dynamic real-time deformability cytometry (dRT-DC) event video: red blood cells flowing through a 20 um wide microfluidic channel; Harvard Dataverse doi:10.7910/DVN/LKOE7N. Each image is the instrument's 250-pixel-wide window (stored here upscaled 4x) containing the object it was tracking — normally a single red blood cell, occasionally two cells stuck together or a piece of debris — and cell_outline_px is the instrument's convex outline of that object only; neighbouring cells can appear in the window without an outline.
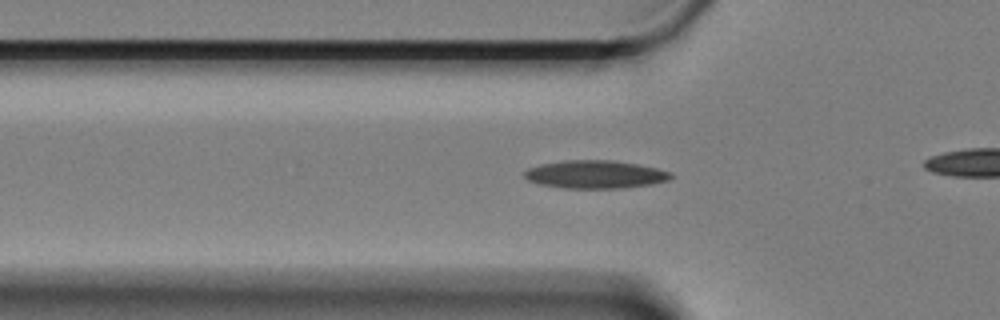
{"species": "Egyptian fruit bat (a non-hibernating species)", "species_latin": "Rousettus aegyptiacus", "temperature_condition": "cold", "stored_images_in_passage": 35, "camera_frame_rate_fps": 3000, "um_per_image_px": 0.085, "animal": {"sex": "female"}, "frame": {"image": 1, "passage_image": 6, "time_ms": 1.667, "image_size_px": [1000, 320], "cell_outline_px": [[676, 176], [668, 180], [652, 184], [620, 188], [560, 188], [540, 184], [528, 180], [524, 176], [524, 172], [528, 168], [540, 164], [564, 160], [612, 160], [636, 164], [656, 168], [672, 172]], "centroid_in_image_um": [50.6, 14.82], "position_along_channel_um": 75.2, "area_um2": 23.99}}
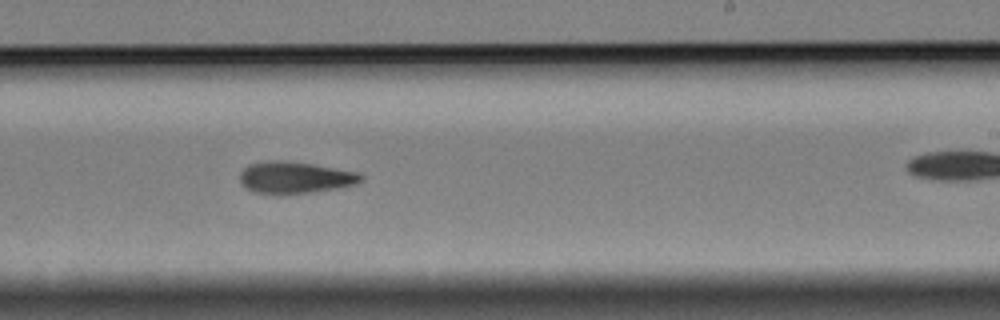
{"frame": {"image": 2, "passage_image": 23, "time_ms": 7.333, "image_size_px": [1000, 320], "cell_outline_px": [[364, 180], [356, 184], [336, 188], [280, 196], [256, 192], [248, 188], [240, 180], [240, 172], [248, 164], [268, 160], [284, 160], [312, 164], [356, 172], [364, 176]], "centroid_in_image_um": [25.06, 15.09], "position_along_channel_um": 263.9, "area_um2": 22.48}}
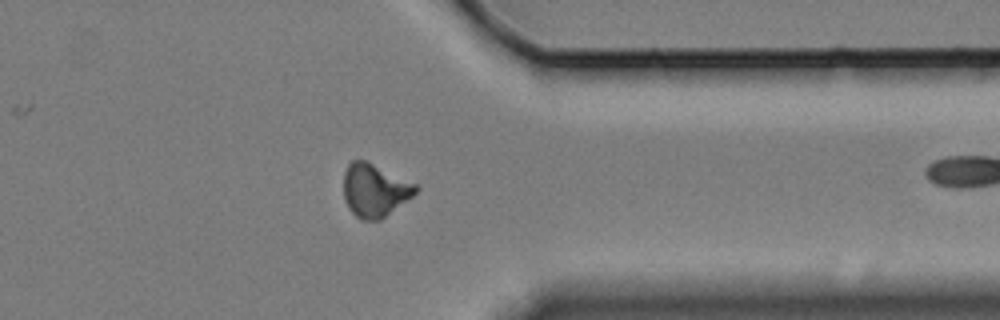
{"frame": {"image": 3, "passage_image": 34, "time_ms": 11.0, "image_size_px": [1000, 320], "cell_outline_px": [[420, 188], [412, 196], [380, 220], [360, 220], [348, 208], [344, 200], [344, 172], [348, 164], [352, 160], [364, 160], [420, 184]], "centroid_in_image_um": [31.86, 16.17], "position_along_channel_um": 379.5, "area_um2": 22.43}}